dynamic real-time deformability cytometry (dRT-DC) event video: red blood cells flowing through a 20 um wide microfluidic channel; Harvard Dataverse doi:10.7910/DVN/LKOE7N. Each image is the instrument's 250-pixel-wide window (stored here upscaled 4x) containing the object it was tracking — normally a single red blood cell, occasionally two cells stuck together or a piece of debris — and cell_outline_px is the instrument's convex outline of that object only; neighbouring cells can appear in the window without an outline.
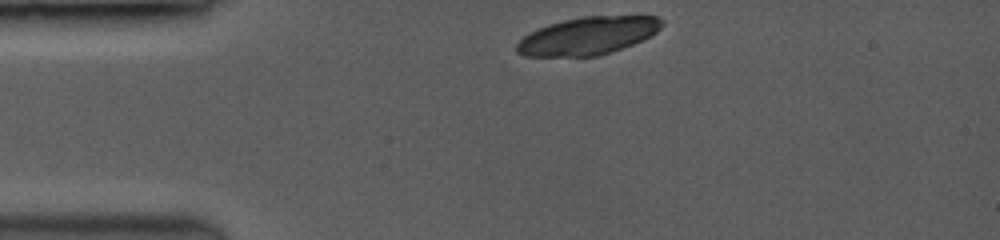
{"species": "common noctule bat (a hibernating species)", "species_latin": "Nyctalus noctula", "temperature_condition": "room temperature", "stored_images_in_passage": 17, "camera_frame_rate_fps": 3500, "um_per_image_px": 0.085, "animal": {"sex": "female", "body_mass_g": 19.0, "forearm_length_mm": 53.3}, "frame": {"image": 1, "passage_image": 1, "time_ms": 0.0, "image_size_px": [1000, 240], "cell_outline_px": [[664, 24], [656, 32], [632, 44], [596, 56], [528, 56], [516, 52], [516, 44], [524, 36], [548, 24], [564, 20], [584, 16], [656, 16], [664, 20]], "centroid_in_image_um": [49.97, 3.03], "position_along_channel_um": 35.0, "area_um2": 31.39}}